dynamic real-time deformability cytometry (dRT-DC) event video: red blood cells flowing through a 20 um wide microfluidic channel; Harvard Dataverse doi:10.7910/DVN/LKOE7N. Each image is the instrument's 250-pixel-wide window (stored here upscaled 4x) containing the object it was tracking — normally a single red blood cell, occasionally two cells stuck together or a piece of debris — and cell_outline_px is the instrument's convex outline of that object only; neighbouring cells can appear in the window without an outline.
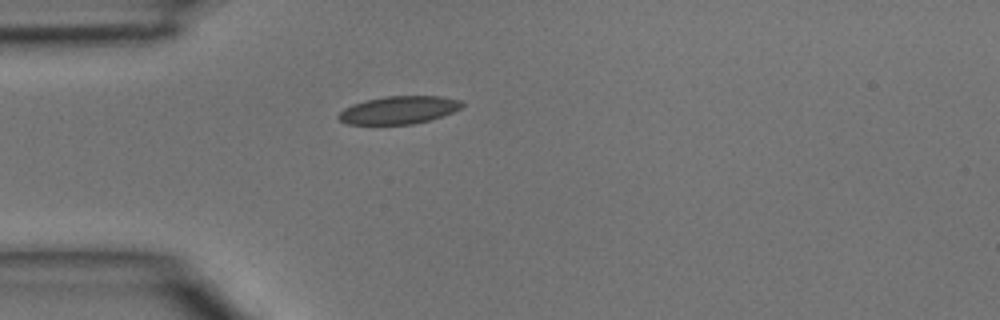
{"species": "common noctule bat (a hibernating species)", "species_latin": "Nyctalus noctula", "temperature_condition": "room temperature", "stored_images_in_passage": 1, "camera_frame_rate_fps": 3000, "um_per_image_px": 0.085, "animal": {"sex": "male", "body_mass_g": 15.6}, "frame": {"image": 1, "passage_image": 1, "time_ms": 0.0, "image_size_px": [1000, 320], "cell_outline_px": [[464, 104], [460, 108], [452, 112], [432, 120], [412, 124], [348, 124], [340, 120], [336, 116], [344, 108], [352, 104], [384, 96], [440, 96], [460, 100]], "centroid_in_image_um": [33.9, 9.35], "position_along_channel_um": 51.1, "area_um2": 19.94}}